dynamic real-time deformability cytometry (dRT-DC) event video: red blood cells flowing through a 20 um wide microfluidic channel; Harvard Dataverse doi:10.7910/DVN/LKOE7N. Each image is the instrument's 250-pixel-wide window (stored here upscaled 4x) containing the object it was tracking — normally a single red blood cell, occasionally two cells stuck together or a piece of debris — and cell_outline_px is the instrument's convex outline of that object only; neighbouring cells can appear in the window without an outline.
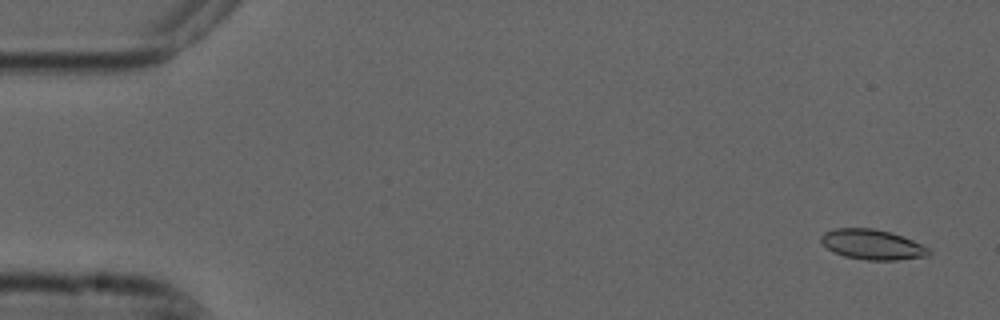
{"species": "common noctule bat (a hibernating species)", "species_latin": "Nyctalus noctula", "temperature_condition": "cold", "stored_images_in_passage": 6, "camera_frame_rate_fps": 3000, "um_per_image_px": 0.085, "animal": {"sex": "male", "forearm_length_mm": 52.5}, "frame": {"image": 1, "passage_image": 1, "time_ms": 0.0, "image_size_px": [1000, 320], "cell_outline_px": [[932, 252], [928, 256], [896, 260], [868, 260], [844, 256], [832, 252], [820, 240], [820, 236], [824, 232], [836, 228], [872, 228], [888, 232], [912, 240], [928, 248]], "centroid_in_image_um": [74.12, 20.79], "position_along_channel_um": 10.9, "area_um2": 18.73}}
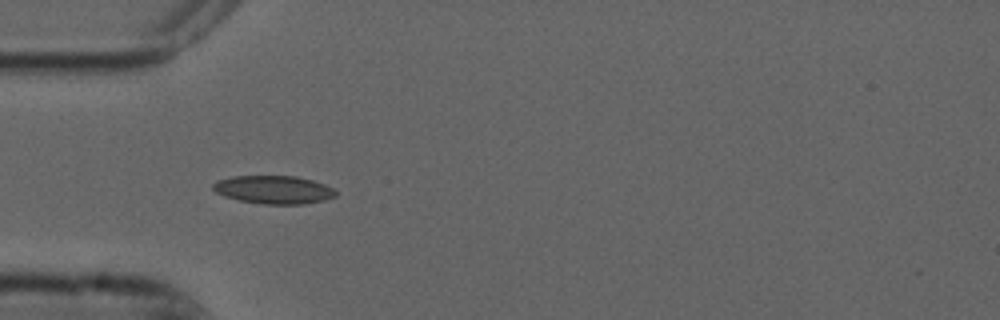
{"frame": {"image": 2, "passage_image": 5, "time_ms": 1.333, "image_size_px": [1000, 320], "cell_outline_px": [[336, 196], [324, 200], [304, 204], [260, 204], [240, 200], [224, 196], [216, 192], [212, 188], [212, 184], [216, 180], [236, 176], [296, 176], [312, 180], [324, 184], [332, 188], [336, 192]], "centroid_in_image_um": [23.25, 16.12], "position_along_channel_um": 61.8, "area_um2": 20.11}}
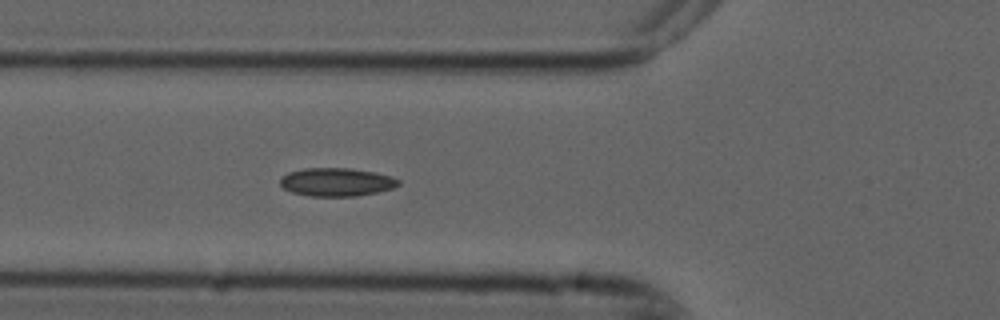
{"frame": {"image": 3, "passage_image": 6, "time_ms": 1.667, "image_size_px": [1000, 320], "cell_outline_px": [[400, 184], [392, 188], [376, 192], [356, 196], [308, 196], [292, 192], [284, 188], [280, 184], [280, 180], [288, 172], [304, 168], [348, 168], [376, 172], [392, 176], [400, 180]], "centroid_in_image_um": [28.62, 15.47], "position_along_channel_um": 97.2, "area_um2": 19.48}}